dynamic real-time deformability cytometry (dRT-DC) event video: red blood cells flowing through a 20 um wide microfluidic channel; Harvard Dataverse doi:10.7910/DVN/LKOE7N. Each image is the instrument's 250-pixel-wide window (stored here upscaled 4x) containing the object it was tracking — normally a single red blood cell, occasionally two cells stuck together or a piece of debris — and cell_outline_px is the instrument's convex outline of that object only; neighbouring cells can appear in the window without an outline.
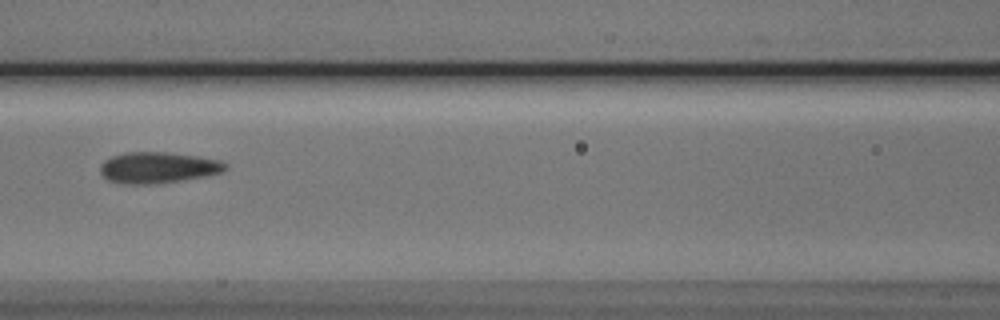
{"species": "Egyptian fruit bat (a non-hibernating species)", "species_latin": "Rousettus aegyptiacus", "temperature_condition": "cold", "stored_images_in_passage": 9, "camera_frame_rate_fps": 3000, "um_per_image_px": 0.085, "animal": {"sex": "male"}, "frame": {"image": 1, "passage_image": 6, "time_ms": 6.667, "image_size_px": [1000, 320], "cell_outline_px": [[228, 168], [220, 172], [204, 176], [156, 184], [124, 184], [108, 180], [100, 172], [100, 164], [104, 160], [112, 156], [124, 152], [164, 152], [196, 156], [220, 160], [228, 164]], "centroid_in_image_um": [13.4, 14.24], "position_along_channel_um": 153.2, "area_um2": 22.66}}
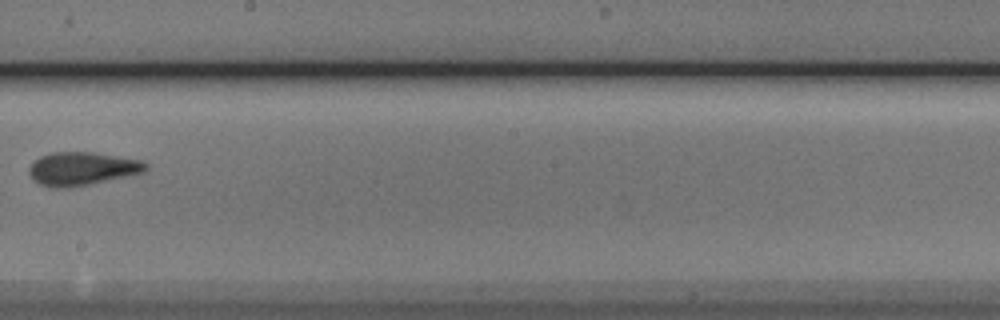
{"frame": {"image": 2, "passage_image": 8, "time_ms": 9.0, "image_size_px": [1000, 320], "cell_outline_px": [[148, 168], [144, 172], [88, 184], [64, 188], [48, 188], [32, 180], [28, 172], [28, 168], [40, 156], [52, 152], [96, 152], [144, 160], [148, 164]], "centroid_in_image_um": [6.97, 14.33], "position_along_channel_um": 241.2, "area_um2": 22.77}}
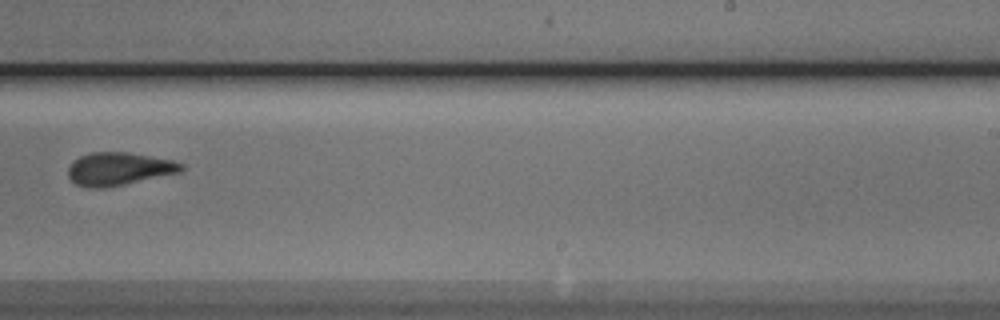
{"frame": {"image": 3, "passage_image": 9, "time_ms": 10.0, "image_size_px": [1000, 320], "cell_outline_px": [[184, 168], [180, 172], [124, 184], [104, 188], [88, 188], [76, 184], [68, 176], [68, 168], [72, 160], [80, 156], [92, 152], [128, 152], [172, 160], [184, 164]], "centroid_in_image_um": [10.07, 14.35], "position_along_channel_um": 278.9, "area_um2": 21.68}}